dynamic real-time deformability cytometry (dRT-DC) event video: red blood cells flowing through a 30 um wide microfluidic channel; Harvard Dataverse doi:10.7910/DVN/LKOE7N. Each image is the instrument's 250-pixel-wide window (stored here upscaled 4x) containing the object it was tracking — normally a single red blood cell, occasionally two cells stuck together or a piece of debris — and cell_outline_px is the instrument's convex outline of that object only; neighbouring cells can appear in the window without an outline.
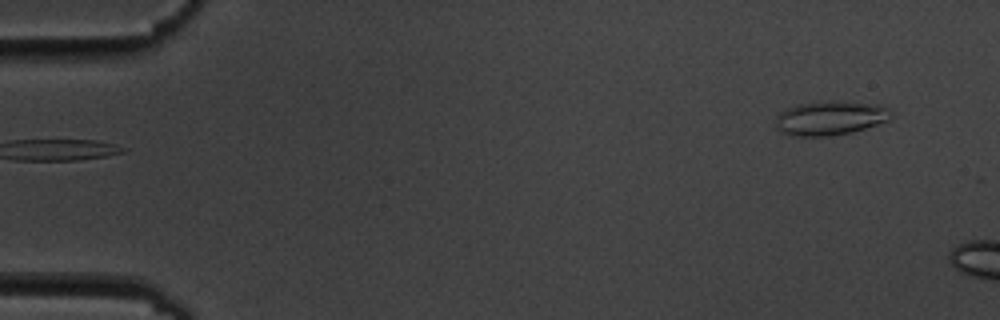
{"species": "common noctule bat (a hibernating species)", "species_latin": "Nyctalus noctula", "temperature_condition": "cold", "stored_images_in_passage": 5, "segment_of_instrument_passage": [2, 2], "camera_frame_rate_fps": 3000, "um_per_image_px": 0.085, "animal": {"sex": "male", "body_mass_g": 19.5, "forearm_length_mm": 54.6}, "frame": {"image": 1, "passage_image": 5, "time_ms": 5.667, "image_size_px": [1000, 320], "cell_outline_px": [[892, 120], [852, 132], [828, 136], [796, 136], [780, 132], [776, 128], [776, 120], [780, 112], [788, 108], [800, 104], [816, 100], [832, 100], [876, 104], [888, 108], [892, 112]], "centroid_in_image_um": [70.6, 10.02], "position_along_channel_um": 14.4, "area_um2": 23.29}}